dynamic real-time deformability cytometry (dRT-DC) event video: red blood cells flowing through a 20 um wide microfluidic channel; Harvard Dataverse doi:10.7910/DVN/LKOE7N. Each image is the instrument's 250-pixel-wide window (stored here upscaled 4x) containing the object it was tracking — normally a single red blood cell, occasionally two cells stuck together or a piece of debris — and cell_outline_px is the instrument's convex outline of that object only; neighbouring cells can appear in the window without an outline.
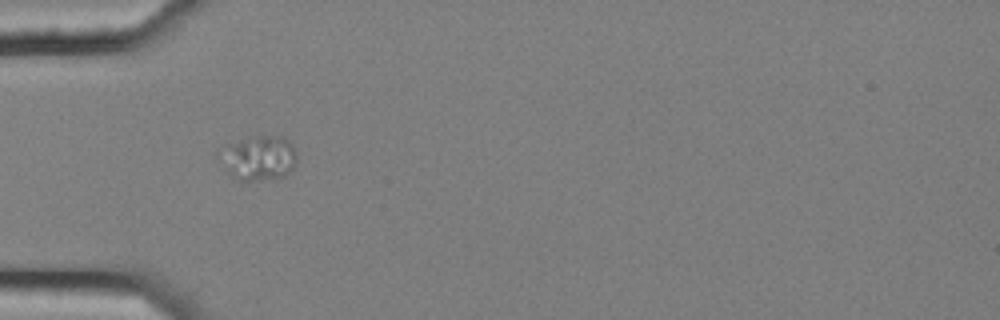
{"species": "common noctule bat (a hibernating species)", "species_latin": "Nyctalus noctula", "temperature_condition": "cold", "stored_images_in_passage": 4, "camera_frame_rate_fps": 3000, "um_per_image_px": 0.085, "animal": {"sex": "female", "body_mass_g": 25.1}, "frame": {"image": 1, "passage_image": 1, "time_ms": 0.0, "image_size_px": [1000, 320], "cell_outline_px": [[296, 160], [292, 168], [284, 176], [256, 180], [240, 180], [232, 176], [228, 172], [216, 156], [216, 148], [256, 136], [284, 136], [292, 144], [296, 152]], "centroid_in_image_um": [21.93, 13.4], "position_along_channel_um": 63.1, "area_um2": 20.11}}